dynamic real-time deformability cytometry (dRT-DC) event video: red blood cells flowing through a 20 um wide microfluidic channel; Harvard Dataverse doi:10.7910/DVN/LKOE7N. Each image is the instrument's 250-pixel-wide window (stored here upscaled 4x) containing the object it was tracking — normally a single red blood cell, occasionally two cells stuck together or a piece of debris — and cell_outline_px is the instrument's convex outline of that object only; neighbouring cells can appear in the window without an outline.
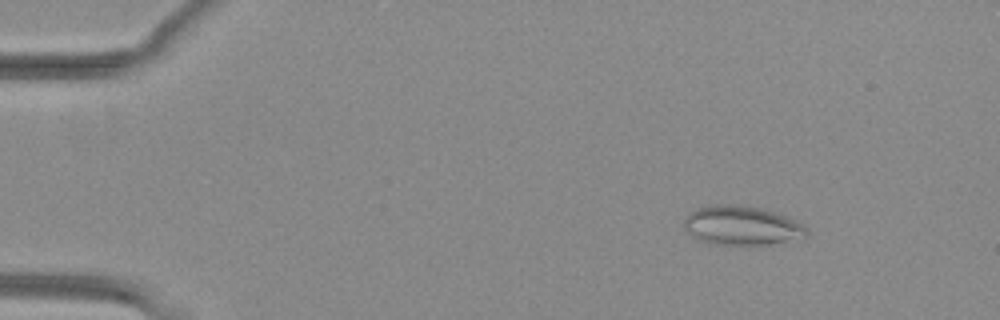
{"species": "common noctule bat (a hibernating species)", "species_latin": "Nyctalus noctula", "temperature_condition": "warm", "stored_images_in_passage": 50, "camera_frame_rate_fps": 3000, "um_per_image_px": 0.085, "animal": {"sex": "female", "body_mass_g": 29.2, "forearm_length_mm": 56.3}, "frame": {"image": 1, "passage_image": 5, "time_ms": 1.333, "image_size_px": [1000, 320], "cell_outline_px": [[808, 236], [768, 244], [716, 244], [700, 240], [692, 236], [684, 228], [684, 220], [692, 212], [700, 208], [712, 204], [732, 204], [760, 208], [784, 216], [804, 224], [808, 228]], "centroid_in_image_um": [63.05, 19.17], "position_along_channel_um": 21.9, "area_um2": 27.46}}
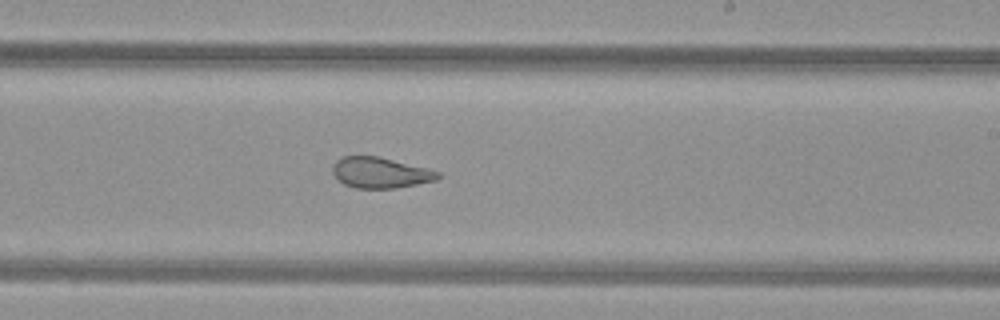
{"frame": {"image": 2, "passage_image": 30, "time_ms": 9.667, "image_size_px": [1000, 320], "cell_outline_px": [[440, 176], [436, 180], [396, 188], [356, 188], [344, 184], [332, 172], [332, 164], [336, 160], [344, 156], [380, 156], [428, 168], [440, 172]], "centroid_in_image_um": [32.33, 14.66], "position_along_channel_um": 256.7, "area_um2": 18.9}}
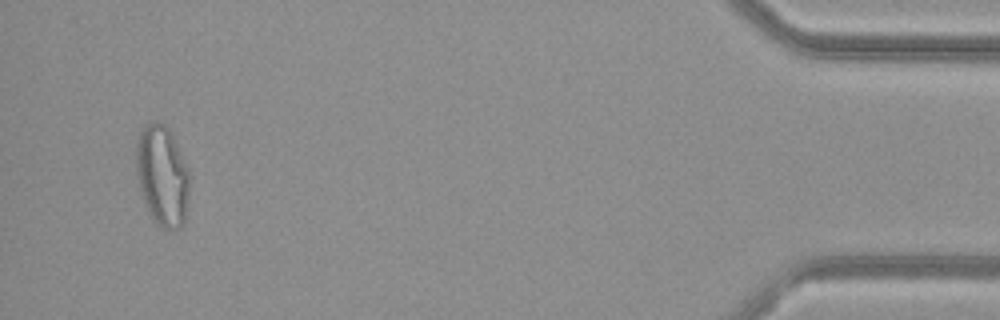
{"frame": {"image": 3, "passage_image": 48, "time_ms": 15.667, "image_size_px": [1000, 320], "cell_outline_px": [[188, 200], [184, 220], [180, 228], [160, 228], [144, 204], [136, 172], [136, 144], [140, 132], [148, 124], [164, 124], [172, 132], [188, 168]], "centroid_in_image_um": [13.79, 14.94], "position_along_channel_um": 421.4, "area_um2": 30.87}, "authors_computed_cell_mechanics": {"area_um2": 25.6632, "velocity_mm_per_s": 4.0233, "shape_relaxation_time_tau1_ms": null, "shape_relaxation_time_tau2_ms": 1.7616, "deformation_change_tau1": null, "deformation_change_tau2": 0.0837}}